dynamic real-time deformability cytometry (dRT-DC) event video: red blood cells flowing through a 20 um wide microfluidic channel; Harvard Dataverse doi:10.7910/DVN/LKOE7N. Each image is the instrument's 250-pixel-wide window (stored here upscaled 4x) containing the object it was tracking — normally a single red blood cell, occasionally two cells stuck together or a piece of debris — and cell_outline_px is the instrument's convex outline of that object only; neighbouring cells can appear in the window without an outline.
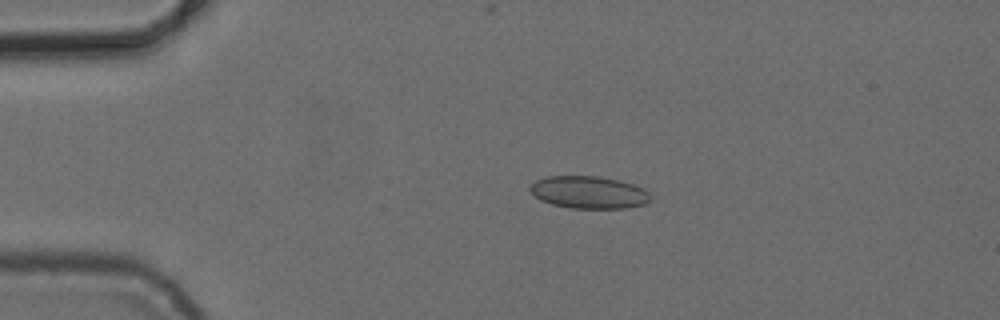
{"species": "common noctule bat (a hibernating species)", "species_latin": "Nyctalus noctula", "temperature_condition": "cold", "stored_images_in_passage": 7, "camera_frame_rate_fps": 3000, "um_per_image_px": 0.085, "animal": {"sex": "female", "body_mass_g": 24.6, "forearm_length_mm": 56.2}, "frame": {"image": 1, "passage_image": 3, "time_ms": 3.0, "image_size_px": [1000, 320], "cell_outline_px": [[648, 200], [644, 204], [628, 208], [572, 208], [552, 204], [540, 200], [528, 188], [536, 180], [548, 176], [600, 176], [620, 180], [644, 188], [648, 192]], "centroid_in_image_um": [50.04, 16.34], "position_along_channel_um": 35.0, "area_um2": 22.6}}
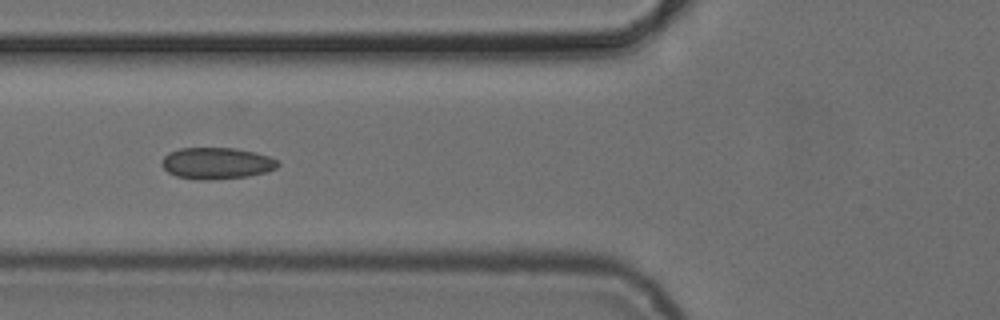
{"frame": {"image": 2, "passage_image": 5, "time_ms": 6.0, "image_size_px": [1000, 320], "cell_outline_px": [[280, 164], [276, 168], [268, 172], [248, 176], [204, 180], [200, 180], [176, 176], [168, 172], [160, 164], [164, 156], [168, 152], [180, 148], [232, 148], [256, 152], [268, 156], [276, 160]], "centroid_in_image_um": [18.4, 13.87], "position_along_channel_um": 107.4, "area_um2": 21.33}}
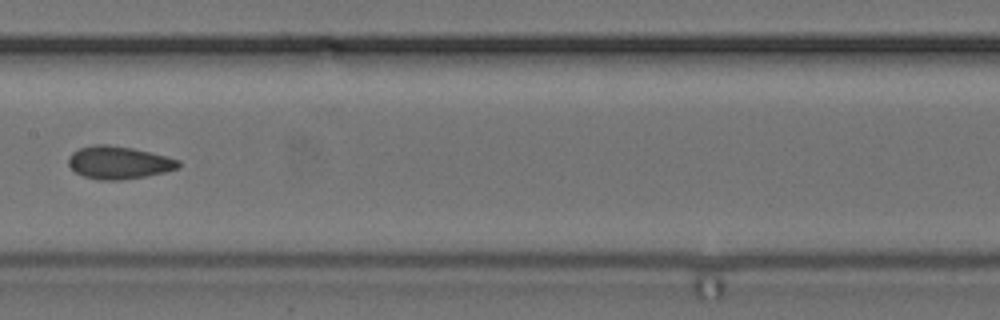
{"frame": {"image": 3, "passage_image": 7, "time_ms": 8.333, "image_size_px": [1000, 320], "cell_outline_px": [[180, 168], [164, 172], [144, 176], [120, 180], [96, 180], [84, 176], [76, 172], [68, 164], [68, 156], [72, 152], [80, 148], [96, 144], [108, 144], [132, 148], [180, 160]], "centroid_in_image_um": [10.07, 13.82], "position_along_channel_um": 197.3, "area_um2": 20.87}}